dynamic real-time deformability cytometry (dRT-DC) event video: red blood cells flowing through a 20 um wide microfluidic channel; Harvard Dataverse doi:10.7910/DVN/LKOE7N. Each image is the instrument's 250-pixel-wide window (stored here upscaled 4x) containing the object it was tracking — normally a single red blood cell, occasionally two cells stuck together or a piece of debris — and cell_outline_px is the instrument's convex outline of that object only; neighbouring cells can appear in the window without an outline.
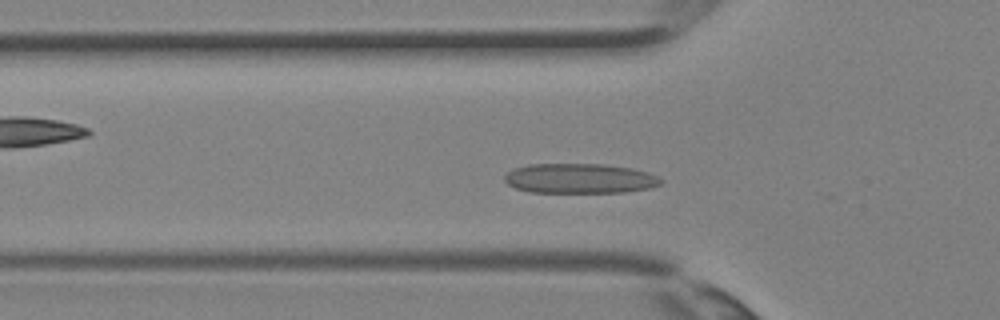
{"species": "Egyptian fruit bat (a non-hibernating species)", "species_latin": "Rousettus aegyptiacus", "temperature_condition": "room temperature", "stored_images_in_passage": 29, "camera_frame_rate_fps": 3000, "um_per_image_px": 0.085, "animal": {"sex": "female"}, "frame": {"image": 1, "passage_image": 5, "time_ms": 1.333, "image_size_px": [1000, 320], "cell_outline_px": [[664, 180], [660, 184], [648, 188], [624, 192], [528, 192], [516, 188], [508, 184], [504, 180], [504, 176], [512, 168], [528, 164], [604, 164], [632, 168], [648, 172]], "centroid_in_image_um": [49.25, 15.16], "position_along_channel_um": 76.6, "area_um2": 27.22}}
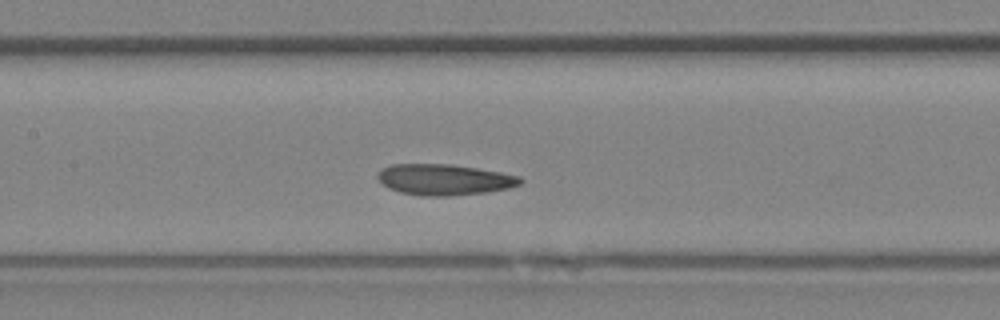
{"frame": {"image": 2, "passage_image": 10, "time_ms": 3.0, "image_size_px": [1000, 320], "cell_outline_px": [[524, 180], [520, 184], [508, 188], [488, 192], [452, 196], [420, 196], [400, 192], [388, 188], [376, 176], [388, 164], [452, 164], [500, 172], [520, 176]], "centroid_in_image_um": [37.78, 15.27], "position_along_channel_um": 169.6, "area_um2": 25.78}}
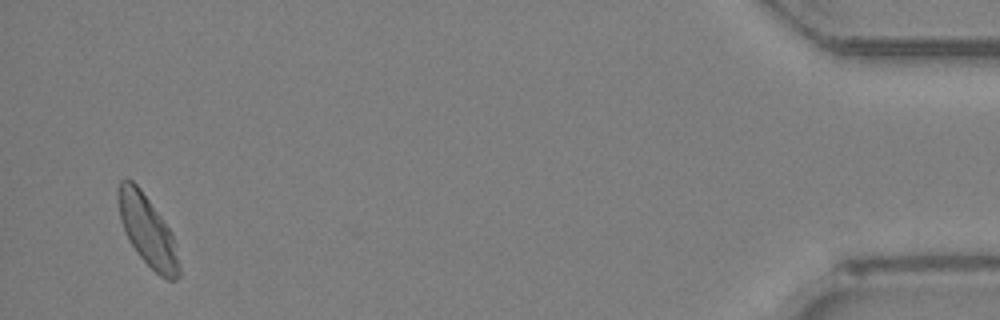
{"frame": {"image": 3, "passage_image": 28, "time_ms": 9.0, "image_size_px": [1000, 320], "cell_outline_px": [[180, 276], [176, 280], [168, 280], [160, 276], [140, 256], [132, 244], [124, 228], [120, 216], [116, 192], [120, 180], [132, 180], [140, 188], [172, 232], [180, 268]], "centroid_in_image_um": [12.55, 19.61], "position_along_channel_um": 422.7, "area_um2": 24.51}}